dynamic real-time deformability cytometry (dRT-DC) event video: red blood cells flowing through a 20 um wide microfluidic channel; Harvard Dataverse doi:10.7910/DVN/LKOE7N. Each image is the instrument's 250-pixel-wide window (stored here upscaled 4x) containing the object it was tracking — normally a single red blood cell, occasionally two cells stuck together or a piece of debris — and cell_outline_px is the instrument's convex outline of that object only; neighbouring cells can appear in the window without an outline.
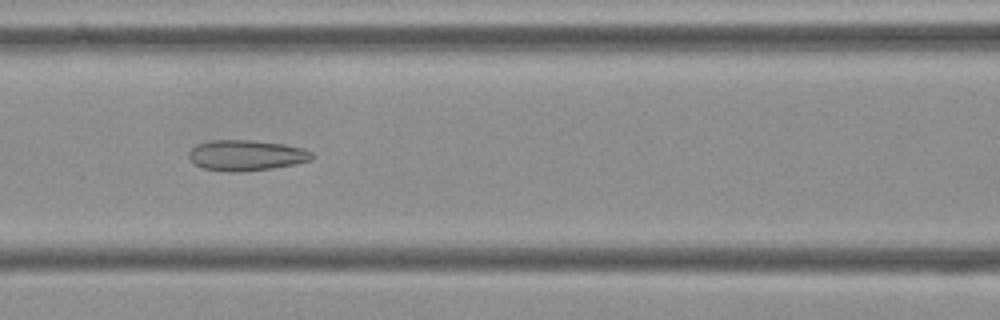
{"species": "Egyptian fruit bat (a non-hibernating species)", "species_latin": "Rousettus aegyptiacus", "temperature_condition": "cold", "stored_images_in_passage": 51, "camera_frame_rate_fps": 3000, "um_per_image_px": 0.085, "frame": {"image": 1, "passage_image": 19, "time_ms": 6.0, "image_size_px": [1000, 320], "cell_outline_px": [[316, 156], [312, 160], [296, 164], [272, 168], [236, 172], [232, 172], [204, 168], [196, 164], [188, 156], [188, 152], [196, 144], [212, 140], [252, 140], [284, 144], [304, 148], [312, 152]], "centroid_in_image_um": [20.98, 13.19], "position_along_channel_um": 145.6, "area_um2": 22.02}}
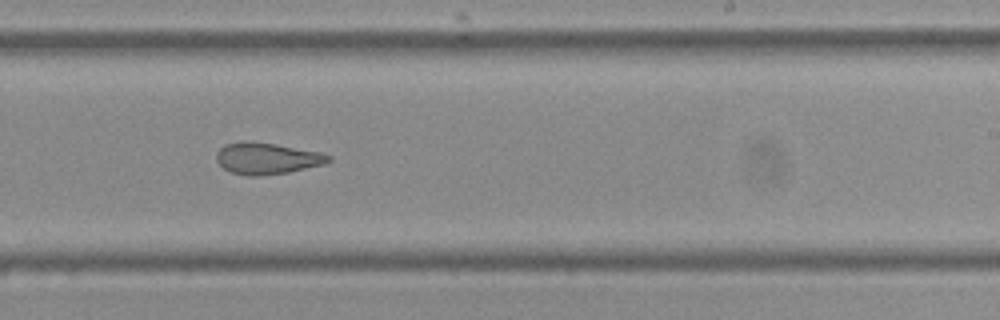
{"frame": {"image": 2, "passage_image": 29, "time_ms": 9.333, "image_size_px": [1000, 320], "cell_outline_px": [[332, 160], [324, 164], [288, 172], [260, 176], [248, 176], [232, 172], [224, 168], [216, 160], [216, 152], [224, 144], [244, 140], [252, 140], [276, 144], [320, 152], [332, 156]], "centroid_in_image_um": [22.67, 13.45], "position_along_channel_um": 266.3, "area_um2": 20.75}}
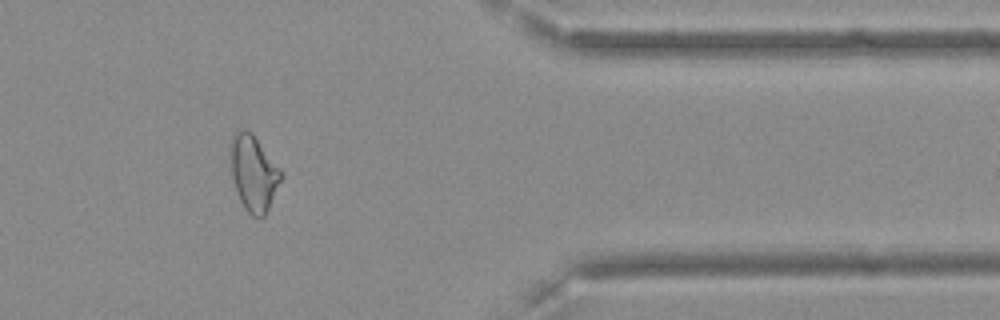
{"frame": {"image": 3, "passage_image": 41, "time_ms": 13.333, "image_size_px": [1000, 320], "cell_outline_px": [[284, 176], [264, 216], [260, 220], [252, 216], [244, 208], [240, 200], [232, 176], [228, 152], [228, 148], [232, 136], [240, 128], [244, 128], [252, 132], [280, 168]], "centroid_in_image_um": [21.54, 14.68], "position_along_channel_um": 389.9, "area_um2": 22.72}, "authors_computed_cell_mechanics": {"area_um2": 22.7154, "velocity_mm_per_s": 3.6236, "shape_relaxation_time_tau1_ms": null, "shape_relaxation_time_tau2_ms": 3.0116, "deformation_change_tau1": null, "deformation_change_tau2": 0.1082}}